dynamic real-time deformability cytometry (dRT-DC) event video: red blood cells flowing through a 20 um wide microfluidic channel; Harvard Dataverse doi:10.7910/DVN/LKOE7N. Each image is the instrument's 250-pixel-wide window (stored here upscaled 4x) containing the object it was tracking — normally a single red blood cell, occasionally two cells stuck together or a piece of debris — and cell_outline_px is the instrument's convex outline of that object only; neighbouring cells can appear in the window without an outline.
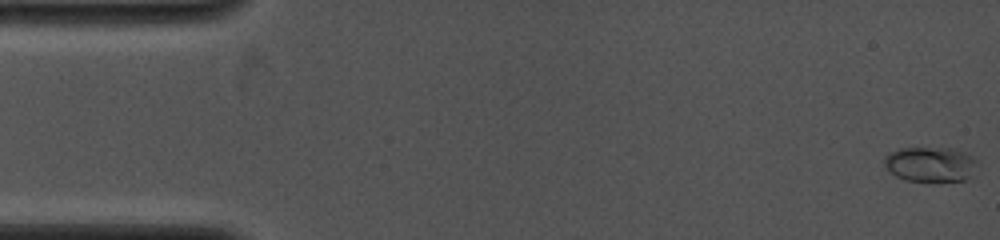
{"species": "common noctule bat (a hibernating species)", "species_latin": "Nyctalus noctula", "temperature_condition": "cold", "stored_images_in_passage": 24, "camera_frame_rate_fps": 4000, "um_per_image_px": 0.085, "animal": {"sex": "female", "body_mass_g": 19.0, "forearm_length_mm": 53.3}, "frame": {"image": 1, "passage_image": 1, "time_ms": 0.0, "image_size_px": [1000, 240], "cell_outline_px": [[976, 160], [968, 176], [964, 180], [904, 180], [896, 176], [884, 164], [884, 156], [888, 152], [900, 148], [952, 148], [964, 152], [972, 156]], "centroid_in_image_um": [79.01, 13.93], "position_along_channel_um": 6.0, "area_um2": 18.38}}
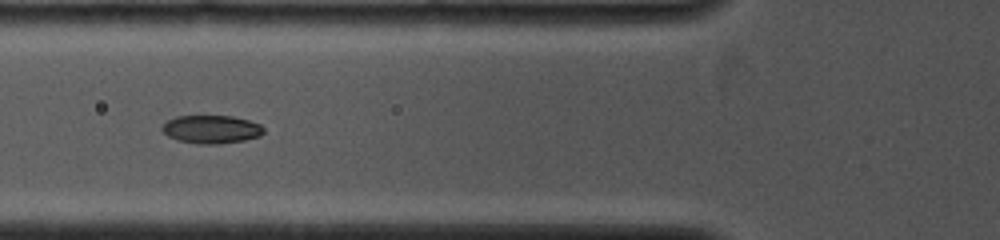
{"frame": {"image": 2, "passage_image": 14, "time_ms": 5.5, "image_size_px": [1000, 240], "cell_outline_px": [[264, 132], [260, 136], [244, 140], [216, 144], [196, 144], [176, 140], [168, 136], [160, 128], [168, 120], [176, 116], [232, 116], [248, 120], [260, 124], [264, 128]], "centroid_in_image_um": [17.96, 10.99], "position_along_channel_um": 107.8, "area_um2": 16.7}}
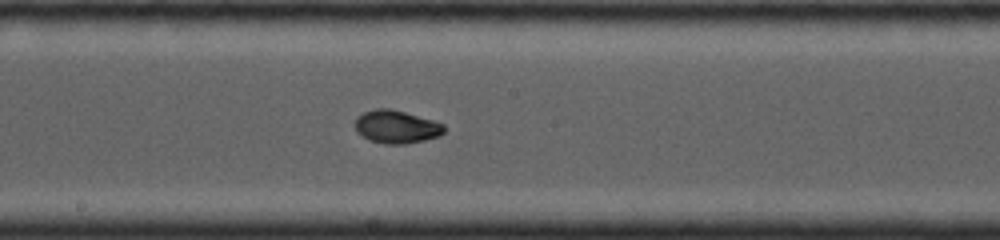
{"frame": {"image": 3, "passage_image": 20, "time_ms": 8.0, "image_size_px": [1000, 240], "cell_outline_px": [[444, 132], [440, 136], [424, 140], [404, 144], [384, 144], [368, 140], [356, 132], [356, 116], [364, 112], [376, 108], [388, 108], [404, 112], [432, 120], [444, 124]], "centroid_in_image_um": [33.67, 10.79], "position_along_channel_um": 214.5, "area_um2": 17.11}}